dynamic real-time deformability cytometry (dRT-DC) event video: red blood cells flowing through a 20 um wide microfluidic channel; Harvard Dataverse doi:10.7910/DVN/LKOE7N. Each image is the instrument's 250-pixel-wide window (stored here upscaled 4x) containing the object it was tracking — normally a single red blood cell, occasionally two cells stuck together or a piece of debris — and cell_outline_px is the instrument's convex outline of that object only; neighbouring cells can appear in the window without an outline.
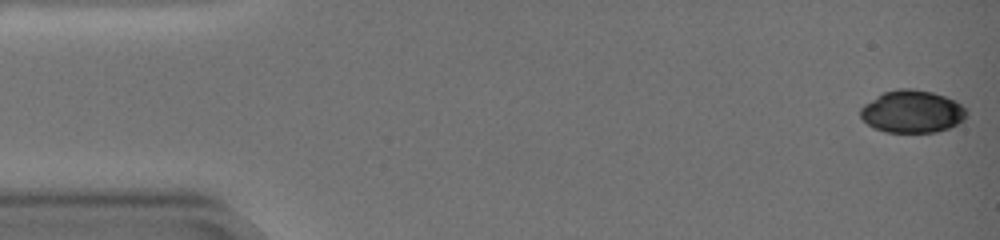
{"species": "common noctule bat (a hibernating species)", "species_latin": "Nyctalus noctula", "temperature_condition": "warm", "stored_images_in_passage": 56, "camera_frame_rate_fps": 3000, "um_per_image_px": 0.085, "animal": {"sex": "female", "body_mass_g": 19.0, "forearm_length_mm": 51.5}, "frame": {"image": 1, "passage_image": 1, "time_ms": 0.0, "image_size_px": [1000, 240], "cell_outline_px": [[968, 116], [964, 120], [948, 128], [936, 132], [884, 132], [872, 128], [860, 116], [860, 108], [864, 104], [876, 96], [884, 92], [900, 88], [912, 88], [932, 92], [956, 100], [968, 108]], "centroid_in_image_um": [77.56, 9.48], "position_along_channel_um": 7.4, "area_um2": 26.59}}
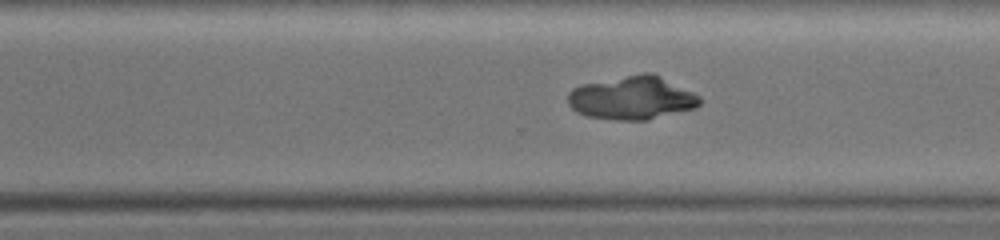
{"frame": {"image": 2, "passage_image": 40, "time_ms": 13.0, "image_size_px": [1000, 240], "cell_outline_px": [[700, 104], [696, 108], [648, 120], [612, 120], [588, 116], [576, 112], [568, 104], [568, 92], [572, 88], [584, 84], [644, 72], [652, 72], [700, 96]], "centroid_in_image_um": [53.72, 8.33], "position_along_channel_um": 316.9, "area_um2": 33.23}}
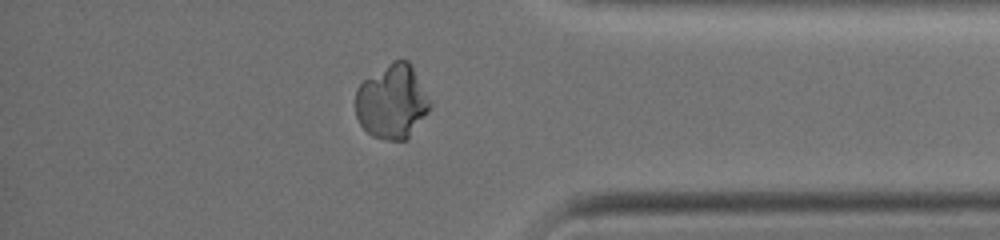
{"frame": {"image": 3, "passage_image": 48, "time_ms": 15.667, "image_size_px": [1000, 240], "cell_outline_px": [[432, 104], [428, 112], [408, 140], [388, 140], [372, 136], [360, 124], [356, 116], [356, 88], [364, 80], [392, 60], [408, 60], [412, 64]], "centroid_in_image_um": [33.34, 8.65], "position_along_channel_um": 401.9, "area_um2": 32.37}}